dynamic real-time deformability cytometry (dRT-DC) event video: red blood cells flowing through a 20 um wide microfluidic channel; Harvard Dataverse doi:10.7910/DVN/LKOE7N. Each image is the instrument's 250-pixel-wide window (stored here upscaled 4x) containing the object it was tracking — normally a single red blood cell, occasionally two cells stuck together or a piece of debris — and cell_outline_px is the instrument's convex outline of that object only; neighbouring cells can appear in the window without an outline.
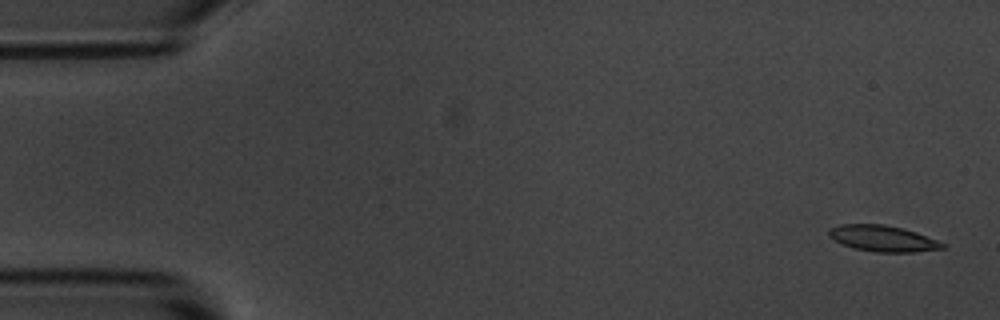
{"species": "common noctule bat (a hibernating species)", "species_latin": "Nyctalus noctula", "temperature_condition": "room temperature", "stored_images_in_passage": 5, "camera_frame_rate_fps": 3000, "um_per_image_px": 0.085, "animal": {"sex": "male", "body_mass_g": 20.1, "forearm_length_mm": 53.5}, "frame": {"image": 1, "passage_image": 1, "time_ms": 0.0, "image_size_px": [1000, 320], "cell_outline_px": [[948, 244], [944, 248], [912, 252], [876, 252], [852, 248], [828, 236], [828, 232], [832, 228], [840, 224], [884, 224], [904, 228], [916, 232]], "centroid_in_image_um": [75.08, 20.27], "position_along_channel_um": 9.9, "area_um2": 17.22}}
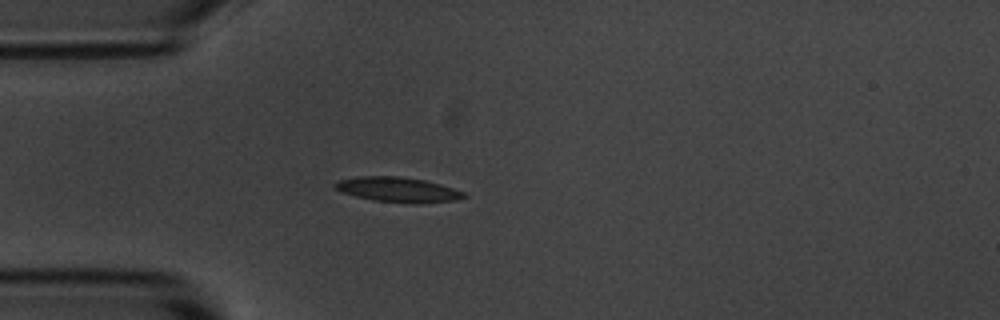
{"frame": {"image": 2, "passage_image": 5, "time_ms": 4.333, "image_size_px": [1000, 320], "cell_outline_px": [[468, 196], [456, 200], [424, 204], [408, 204], [372, 200], [356, 196], [344, 192], [336, 188], [332, 184], [336, 180], [360, 176], [400, 176], [424, 180], [440, 184], [464, 192]], "centroid_in_image_um": [33.84, 16.13], "position_along_channel_um": 51.2, "area_um2": 18.96}}